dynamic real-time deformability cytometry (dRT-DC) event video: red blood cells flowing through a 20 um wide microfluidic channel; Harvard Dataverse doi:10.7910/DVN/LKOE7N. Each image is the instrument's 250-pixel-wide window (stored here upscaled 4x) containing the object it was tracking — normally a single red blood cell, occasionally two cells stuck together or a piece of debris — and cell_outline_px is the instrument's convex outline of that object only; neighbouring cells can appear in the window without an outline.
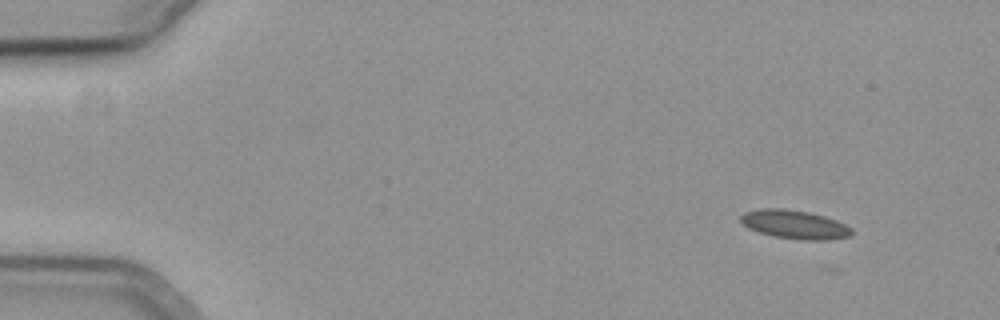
{"species": "common noctule bat (a hibernating species)", "species_latin": "Nyctalus noctula", "temperature_condition": "cold", "stored_images_in_passage": 47, "camera_frame_rate_fps": 3000, "um_per_image_px": 0.085, "animal": {"sex": "female", "body_mass_g": 19.3, "forearm_length_mm": 54.1}, "frame": {"image": 1, "passage_image": 1, "time_ms": 0.0, "image_size_px": [1000, 320], "cell_outline_px": [[852, 236], [824, 240], [800, 240], [772, 236], [748, 228], [740, 220], [740, 216], [744, 212], [756, 208], [784, 208], [808, 212], [824, 216], [836, 220], [852, 228]], "centroid_in_image_um": [67.52, 19.07], "position_along_channel_um": 17.5, "area_um2": 18.67}}
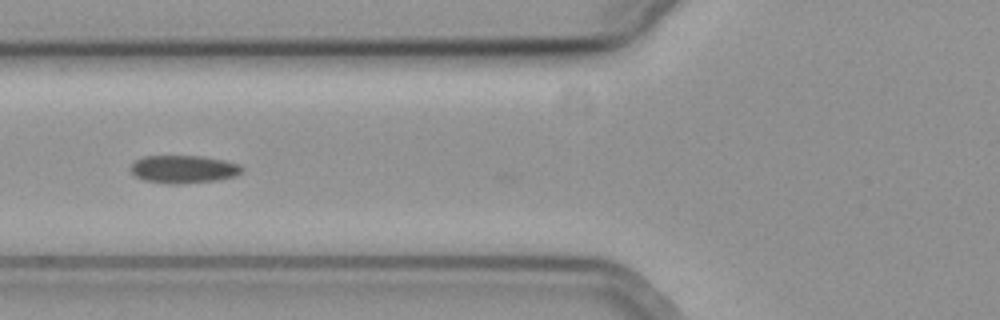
{"frame": {"image": 2, "passage_image": 18, "time_ms": 5.667, "image_size_px": [1000, 320], "cell_outline_px": [[244, 168], [236, 176], [220, 180], [184, 184], [168, 184], [144, 180], [136, 176], [132, 172], [132, 164], [136, 160], [144, 156], [204, 156], [224, 160], [240, 164]], "centroid_in_image_um": [15.65, 14.39], "position_along_channel_um": 110.1, "area_um2": 18.21}}
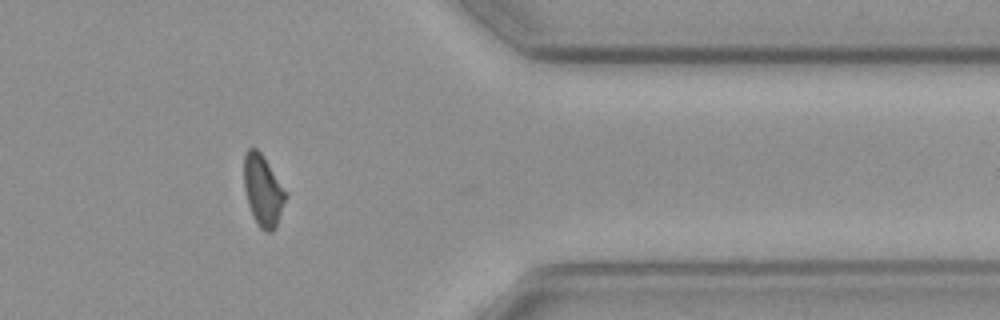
{"frame": {"image": 3, "passage_image": 42, "time_ms": 13.667, "image_size_px": [1000, 320], "cell_outline_px": [[288, 196], [276, 228], [272, 232], [264, 232], [260, 228], [248, 204], [244, 188], [244, 152], [248, 148], [256, 148], [264, 156], [288, 192]], "centroid_in_image_um": [22.39, 16.18], "position_along_channel_um": 389.0, "area_um2": 17.63}, "authors_computed_cell_mechanics": {"area_um2": 17.918, "velocity_mm_per_s": 3.7044, "shape_relaxation_time_tau1_ms": 8.8572, "shape_relaxation_time_tau2_ms": 4.3112, "deformation_change_tau1": 0.1644, "deformation_change_tau2": 0.0936}}